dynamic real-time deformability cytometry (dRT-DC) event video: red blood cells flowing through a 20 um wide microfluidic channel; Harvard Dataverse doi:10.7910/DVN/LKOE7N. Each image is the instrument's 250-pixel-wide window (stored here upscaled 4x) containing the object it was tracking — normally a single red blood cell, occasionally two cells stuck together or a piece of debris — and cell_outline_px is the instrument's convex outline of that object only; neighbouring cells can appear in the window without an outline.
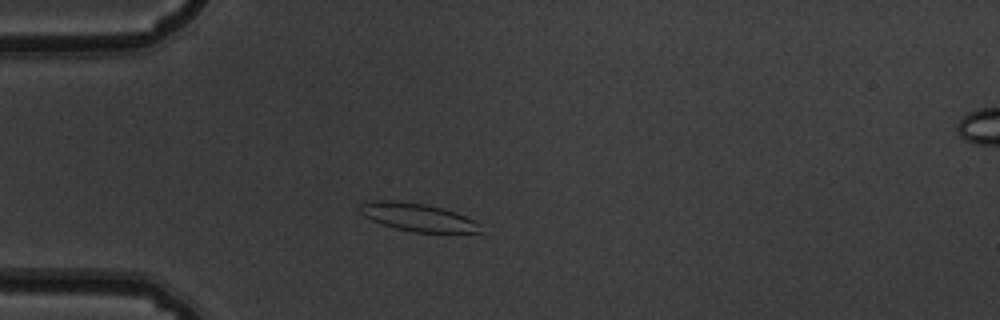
{"species": "common noctule bat (a hibernating species)", "species_latin": "Nyctalus noctula", "temperature_condition": "warm", "stored_images_in_passage": 49, "camera_frame_rate_fps": 3000, "um_per_image_px": 0.085, "animal": {"sex": "male", "body_mass_g": 19.5, "forearm_length_mm": 54.6}, "frame": {"image": 1, "passage_image": 10, "time_ms": 3.0, "image_size_px": [1000, 320], "cell_outline_px": [[480, 232], [412, 232], [396, 228], [372, 220], [364, 216], [360, 212], [360, 204], [368, 200], [396, 200], [424, 204], [444, 208], [456, 212], [476, 220], [480, 224]], "centroid_in_image_um": [35.5, 18.44], "position_along_channel_um": 49.5, "area_um2": 19.59}}
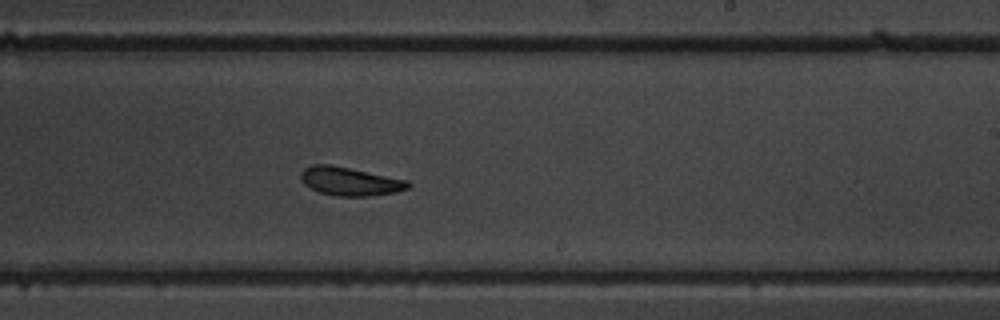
{"frame": {"image": 2, "passage_image": 28, "time_ms": 9.0, "image_size_px": [1000, 320], "cell_outline_px": [[412, 184], [408, 188], [396, 192], [368, 196], [336, 196], [320, 192], [304, 184], [300, 180], [300, 172], [304, 168], [312, 164], [332, 164], [408, 180]], "centroid_in_image_um": [29.73, 15.4], "position_along_channel_um": 259.3, "area_um2": 17.92}}
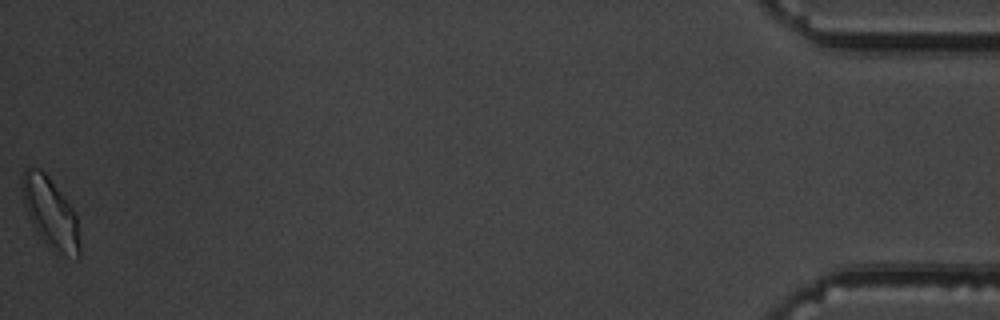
{"frame": {"image": 3, "passage_image": 49, "time_ms": 16.0, "image_size_px": [1000, 320], "cell_outline_px": [[80, 256], [76, 260], [60, 252], [44, 240], [40, 236], [28, 212], [20, 188], [20, 176], [24, 168], [40, 168], [48, 176], [76, 212], [80, 244]], "centroid_in_image_um": [4.3, 18.03], "position_along_channel_um": 430.9, "area_um2": 23.18}, "authors_computed_cell_mechanics": {"area_um2": 18.3226, "velocity_mm_per_s": 3.773, "shape_relaxation_time_tau1_ms": 4.0087, "shape_relaxation_time_tau2_ms": 1.7456, "deformation_change_tau1": 0.12, "deformation_change_tau2": 0.0667}}